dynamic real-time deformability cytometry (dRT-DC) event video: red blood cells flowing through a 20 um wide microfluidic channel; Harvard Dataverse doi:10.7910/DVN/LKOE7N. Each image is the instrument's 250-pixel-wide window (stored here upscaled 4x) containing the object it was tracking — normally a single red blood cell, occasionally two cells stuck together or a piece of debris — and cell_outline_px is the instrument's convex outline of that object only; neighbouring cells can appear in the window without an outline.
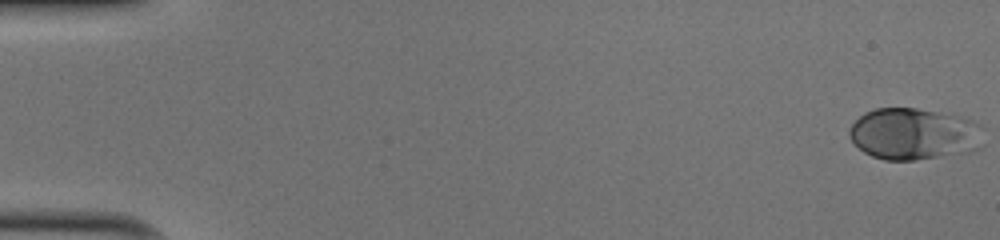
{"species": "human", "species_latin": "Homo sapiens", "temperature_condition": "cold", "stored_images_in_passage": 51, "camera_frame_rate_fps": 3000, "um_per_image_px": 0.085, "donor": {"sex": "male"}, "frame": {"image": 1, "passage_image": 1, "time_ms": 0.0, "image_size_px": [1000, 240], "cell_outline_px": [[984, 128], [980, 148], [972, 152], [916, 160], [884, 160], [872, 156], [864, 152], [848, 136], [848, 128], [864, 112], [876, 108], [916, 108], [960, 116], [972, 120], [980, 124]], "centroid_in_image_um": [77.71, 11.39], "position_along_channel_um": 7.3, "area_um2": 40.86}}
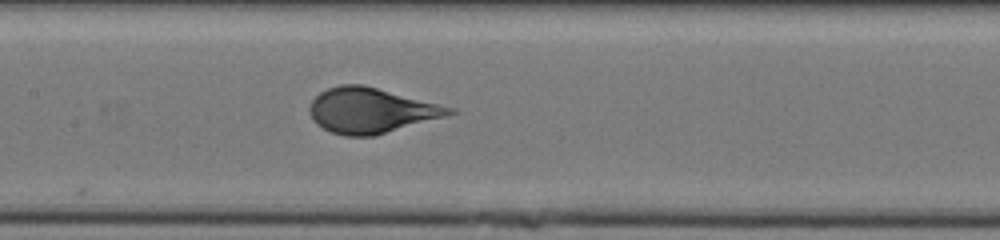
{"frame": {"image": 2, "passage_image": 26, "time_ms": 8.333, "image_size_px": [1000, 240], "cell_outline_px": [[456, 112], [444, 116], [372, 136], [344, 136], [332, 132], [316, 124], [312, 120], [308, 112], [308, 108], [312, 100], [320, 92], [328, 88], [340, 84], [364, 84], [456, 108]], "centroid_in_image_um": [31.49, 9.37], "position_along_channel_um": 175.9, "area_um2": 36.65}}
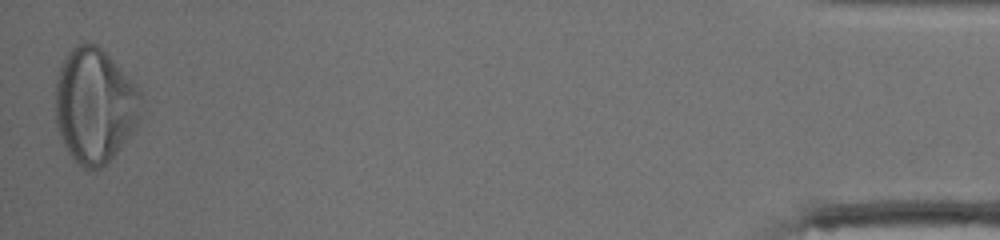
{"frame": {"image": 3, "passage_image": 51, "time_ms": 16.667, "image_size_px": [1000, 240], "cell_outline_px": [[140, 112], [136, 124], [132, 132], [116, 152], [96, 172], [76, 164], [68, 152], [60, 136], [56, 124], [56, 76], [68, 52], [76, 44], [84, 40], [96, 44], [112, 60], [140, 92]], "centroid_in_image_um": [8.0, 8.98], "position_along_channel_um": 427.2, "area_um2": 56.64}, "authors_computed_cell_mechanics": {"area_um2": 38.2636, "velocity_mm_per_s": 4.0318, "shape_relaxation_time_tau1_ms": 3.5611, "shape_relaxation_time_tau2_ms": null, "deformation_change_tau1": 0.1752, "deformation_change_tau2": null}}